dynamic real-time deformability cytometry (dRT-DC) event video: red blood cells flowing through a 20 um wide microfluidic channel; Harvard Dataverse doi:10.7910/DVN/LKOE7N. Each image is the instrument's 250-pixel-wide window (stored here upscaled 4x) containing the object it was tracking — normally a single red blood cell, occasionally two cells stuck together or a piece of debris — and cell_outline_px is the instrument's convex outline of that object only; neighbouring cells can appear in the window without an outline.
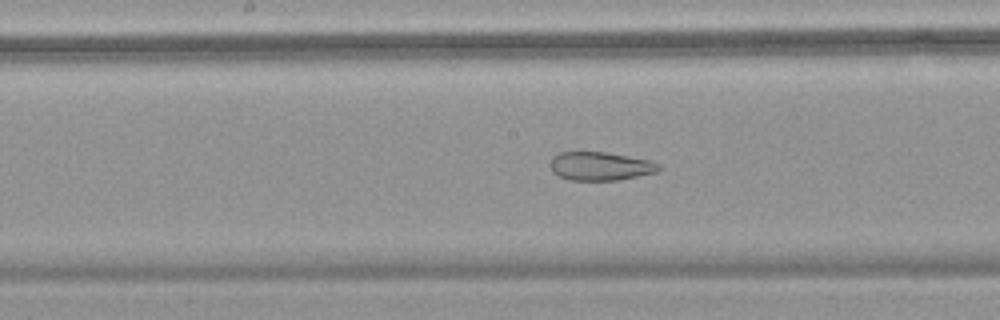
{"species": "common noctule bat (a hibernating species)", "species_latin": "Nyctalus noctula", "temperature_condition": "warm", "stored_images_in_passage": 54, "camera_frame_rate_fps": 3000, "um_per_image_px": 0.085, "animal": {"sex": "female", "body_mass_g": 18.4}, "frame": {"image": 1, "passage_image": 29, "time_ms": 9.333, "image_size_px": [1000, 320], "cell_outline_px": [[664, 168], [660, 172], [620, 180], [568, 180], [552, 172], [552, 156], [560, 152], [604, 152], [628, 156], [648, 160], [660, 164]], "centroid_in_image_um": [51.1, 14.13], "position_along_channel_um": 197.1, "area_um2": 18.15}}
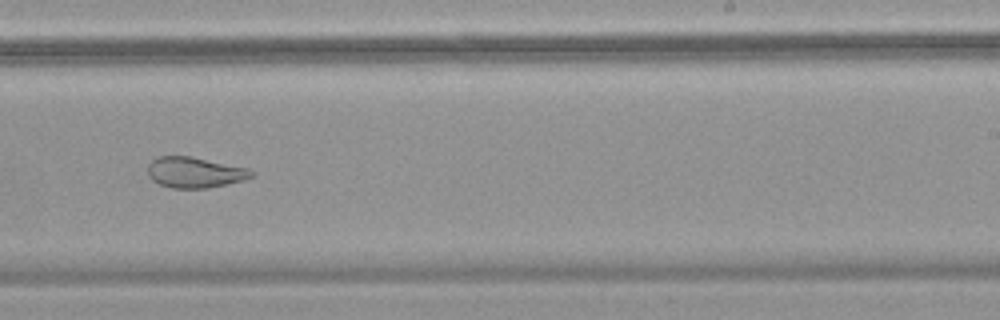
{"frame": {"image": 2, "passage_image": 35, "time_ms": 11.333, "image_size_px": [1000, 320], "cell_outline_px": [[256, 172], [252, 176], [244, 180], [228, 184], [208, 188], [172, 188], [160, 184], [152, 180], [148, 176], [148, 164], [156, 156], [192, 156], [248, 168]], "centroid_in_image_um": [16.56, 14.65], "position_along_channel_um": 272.4, "area_um2": 18.73}}
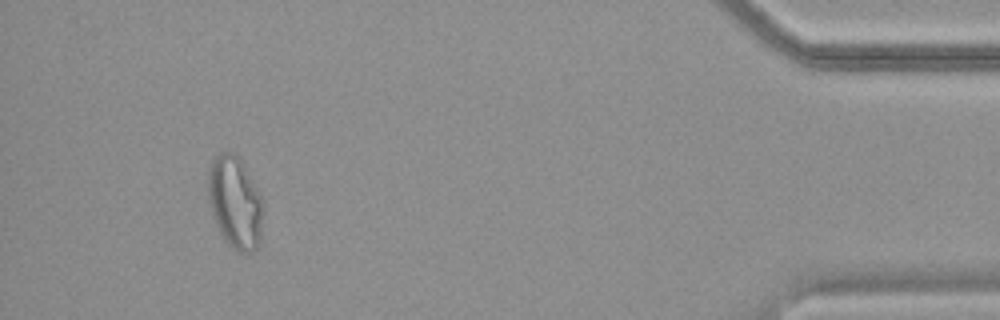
{"frame": {"image": 3, "passage_image": 51, "time_ms": 16.667, "image_size_px": [1000, 320], "cell_outline_px": [[264, 208], [260, 240], [256, 248], [252, 252], [240, 252], [232, 248], [228, 244], [220, 232], [216, 224], [212, 212], [208, 196], [208, 172], [212, 160], [220, 152], [232, 152], [240, 160], [264, 200]], "centroid_in_image_um": [20.0, 17.22], "position_along_channel_um": 415.2, "area_um2": 29.48}}